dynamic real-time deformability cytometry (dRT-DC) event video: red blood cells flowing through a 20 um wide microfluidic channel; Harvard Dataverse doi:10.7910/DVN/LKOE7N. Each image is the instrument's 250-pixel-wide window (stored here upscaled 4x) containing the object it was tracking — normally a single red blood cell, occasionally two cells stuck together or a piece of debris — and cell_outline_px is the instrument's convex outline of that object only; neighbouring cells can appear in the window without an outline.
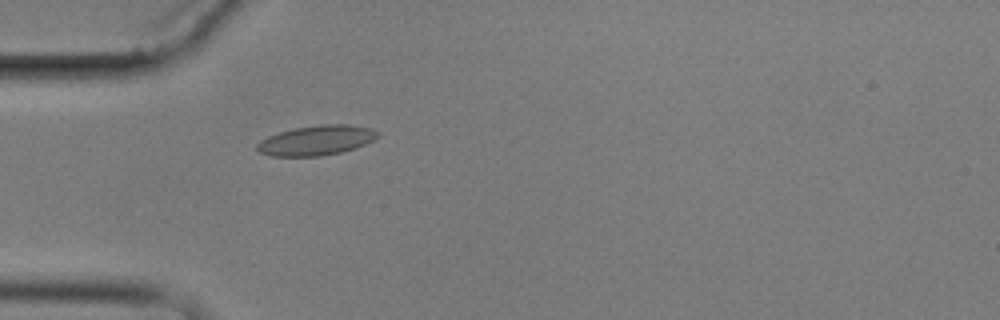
{"species": "common noctule bat (a hibernating species)", "species_latin": "Nyctalus noctula", "temperature_condition": "cold", "stored_images_in_passage": 5, "camera_frame_rate_fps": 3000, "um_per_image_px": 0.085, "animal": {"sex": "male", "body_mass_g": 17.9}, "frame": {"image": 1, "passage_image": 5, "time_ms": 5.333, "image_size_px": [1000, 320], "cell_outline_px": [[380, 136], [356, 148], [340, 152], [320, 156], [272, 156], [260, 152], [256, 148], [256, 144], [260, 140], [268, 136], [292, 128], [320, 124], [348, 124], [372, 128], [380, 132]], "centroid_in_image_um": [26.91, 11.92], "position_along_channel_um": 58.1, "area_um2": 21.1}}